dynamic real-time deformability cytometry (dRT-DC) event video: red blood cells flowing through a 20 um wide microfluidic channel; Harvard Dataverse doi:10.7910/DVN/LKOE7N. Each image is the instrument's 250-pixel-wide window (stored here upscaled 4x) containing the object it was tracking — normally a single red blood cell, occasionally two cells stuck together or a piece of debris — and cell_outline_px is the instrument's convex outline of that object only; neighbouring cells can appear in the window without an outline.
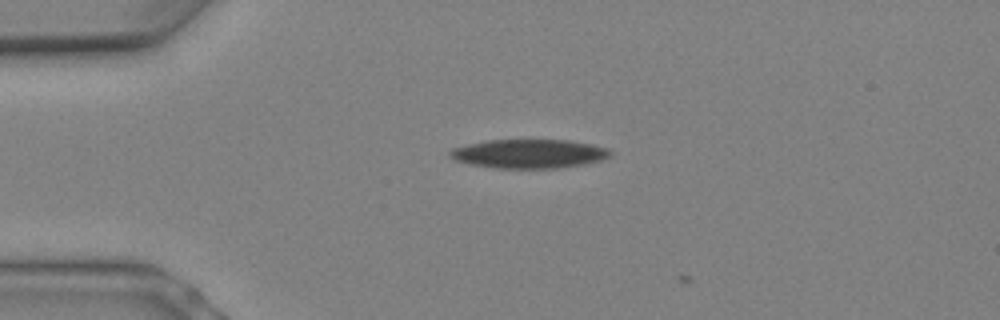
{"species": "Egyptian fruit bat (a non-hibernating species)", "species_latin": "Rousettus aegyptiacus", "temperature_condition": "warm", "stored_images_in_passage": 2, "camera_frame_rate_fps": 3000, "um_per_image_px": 0.085, "animal": {"sex": "female"}, "frame": {"image": 1, "passage_image": 1, "time_ms": 0.0, "image_size_px": [1000, 320], "cell_outline_px": [[612, 156], [600, 160], [584, 164], [560, 168], [492, 168], [468, 164], [452, 160], [448, 156], [448, 152], [452, 148], [484, 140], [568, 140], [592, 144], [608, 148], [612, 152]], "centroid_in_image_um": [44.92, 13.07], "position_along_channel_um": 40.1, "area_um2": 27.4}}